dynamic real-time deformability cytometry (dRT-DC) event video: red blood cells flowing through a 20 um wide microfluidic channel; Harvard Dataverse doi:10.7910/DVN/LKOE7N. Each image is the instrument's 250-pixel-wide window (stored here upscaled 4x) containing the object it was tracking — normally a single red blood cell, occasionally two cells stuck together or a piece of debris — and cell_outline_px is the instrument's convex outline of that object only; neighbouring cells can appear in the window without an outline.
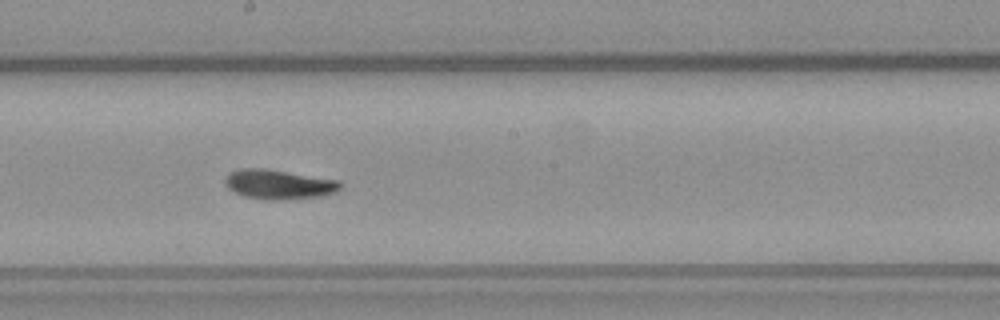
{"species": "common noctule bat (a hibernating species)", "species_latin": "Nyctalus noctula", "temperature_condition": "warm", "stored_images_in_passage": 23, "camera_frame_rate_fps": 3000, "um_per_image_px": 0.085, "animal": {"sex": "male", "body_mass_g": 23.1, "forearm_length_mm": 52.7}, "frame": {"image": 1, "passage_image": 14, "time_ms": 4.333, "image_size_px": [1000, 320], "cell_outline_px": [[344, 184], [336, 192], [324, 196], [284, 200], [264, 200], [244, 196], [228, 188], [224, 184], [224, 180], [228, 172], [240, 168], [264, 168], [340, 180]], "centroid_in_image_um": [23.71, 15.67], "position_along_channel_um": 224.5, "area_um2": 20.23}}